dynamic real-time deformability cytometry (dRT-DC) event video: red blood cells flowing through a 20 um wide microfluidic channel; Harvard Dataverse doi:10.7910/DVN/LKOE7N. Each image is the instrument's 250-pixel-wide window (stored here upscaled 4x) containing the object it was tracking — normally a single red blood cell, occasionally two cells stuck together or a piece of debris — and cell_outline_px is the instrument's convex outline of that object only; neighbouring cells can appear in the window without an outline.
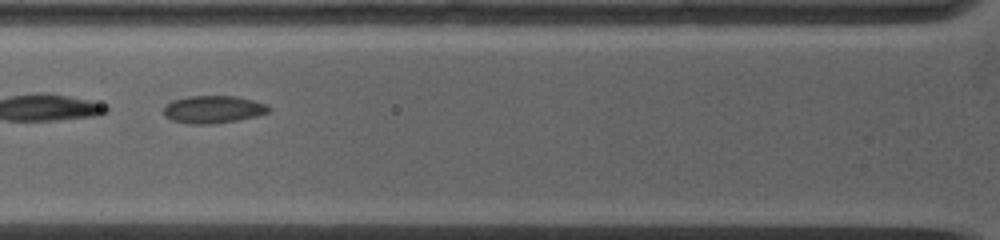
{"species": "common noctule bat (a hibernating species)", "species_latin": "Nyctalus noctula", "temperature_condition": "warm", "stored_images_in_passage": 9, "camera_frame_rate_fps": 5000, "um_per_image_px": 0.085, "animal": {"sex": "female", "body_mass_g": 19.0, "forearm_length_mm": 53.3}, "frame": {"image": 1, "passage_image": 8, "time_ms": 2.0, "image_size_px": [1000, 240], "cell_outline_px": [[268, 112], [256, 116], [236, 120], [212, 124], [188, 124], [172, 120], [164, 116], [164, 108], [172, 100], [188, 96], [236, 96], [268, 104]], "centroid_in_image_um": [18.09, 9.3], "position_along_channel_um": 107.7, "area_um2": 16.76}}